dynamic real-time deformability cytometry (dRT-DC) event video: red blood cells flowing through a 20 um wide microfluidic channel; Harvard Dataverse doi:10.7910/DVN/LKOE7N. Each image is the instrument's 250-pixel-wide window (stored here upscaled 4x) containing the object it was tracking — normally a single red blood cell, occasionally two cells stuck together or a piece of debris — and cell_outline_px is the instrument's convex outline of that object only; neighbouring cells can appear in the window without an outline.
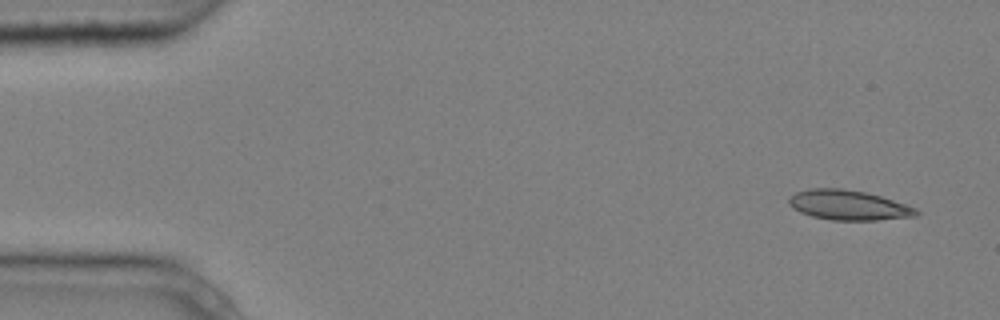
{"species": "common noctule bat (a hibernating species)", "species_latin": "Nyctalus noctula", "temperature_condition": "cold", "stored_images_in_passage": 5, "camera_frame_rate_fps": 3000, "um_per_image_px": 0.085, "animal": {"sex": "male", "body_mass_g": 20.4}, "frame": {"image": 1, "passage_image": 1, "time_ms": 0.0, "image_size_px": [1000, 320], "cell_outline_px": [[920, 212], [916, 216], [876, 220], [832, 220], [812, 216], [800, 212], [792, 208], [788, 204], [788, 200], [796, 192], [808, 188], [840, 188], [864, 192], [880, 196], [916, 208]], "centroid_in_image_um": [72.09, 17.44], "position_along_channel_um": 12.9, "area_um2": 22.02}}
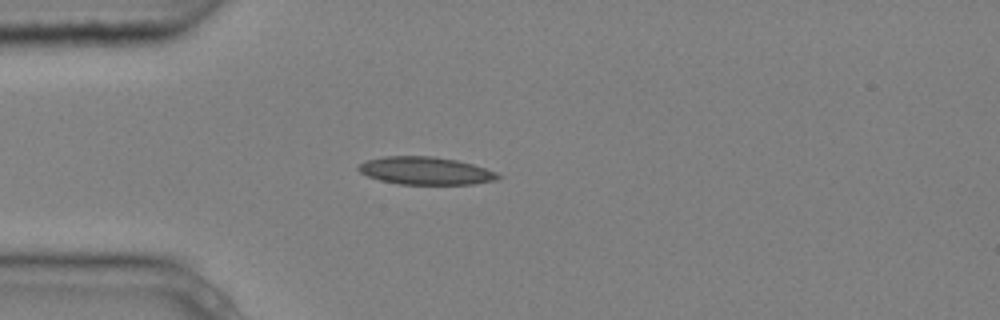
{"frame": {"image": 2, "passage_image": 4, "time_ms": 1.0, "image_size_px": [1000, 320], "cell_outline_px": [[500, 176], [496, 180], [472, 184], [396, 184], [380, 180], [368, 176], [360, 172], [356, 168], [360, 164], [368, 160], [384, 156], [432, 156], [456, 160], [472, 164], [496, 172]], "centroid_in_image_um": [36.14, 14.52], "position_along_channel_um": 48.9, "area_um2": 22.37}}